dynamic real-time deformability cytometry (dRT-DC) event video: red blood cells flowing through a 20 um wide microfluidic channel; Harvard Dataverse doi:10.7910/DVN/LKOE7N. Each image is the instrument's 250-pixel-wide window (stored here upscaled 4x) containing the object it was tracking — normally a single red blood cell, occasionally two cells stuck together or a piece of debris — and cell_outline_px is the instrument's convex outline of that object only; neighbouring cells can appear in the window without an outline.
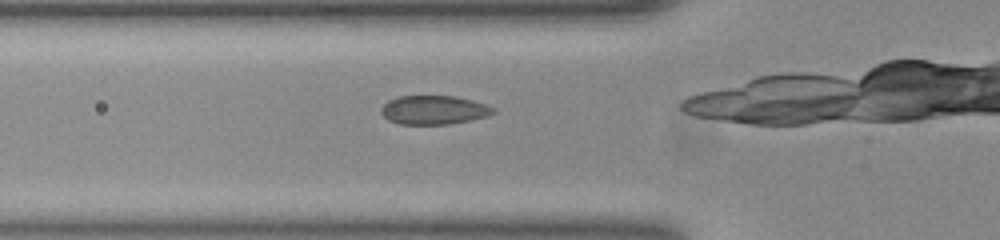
{"species": "common noctule bat (a hibernating species)", "species_latin": "Nyctalus noctula", "temperature_condition": "room temperature", "stored_images_in_passage": 31, "camera_frame_rate_fps": 3000, "um_per_image_px": 0.085, "animal": {"sex": "female", "body_mass_g": 23.0, "forearm_length_mm": 53.4}, "frame": {"image": 1, "passage_image": 9, "time_ms": 2.667, "image_size_px": [1000, 240], "cell_outline_px": [[496, 112], [488, 116], [448, 124], [400, 124], [388, 120], [380, 112], [380, 108], [388, 100], [400, 96], [456, 96], [488, 104], [496, 108]], "centroid_in_image_um": [36.89, 9.34], "position_along_channel_um": 88.9, "area_um2": 18.96}}
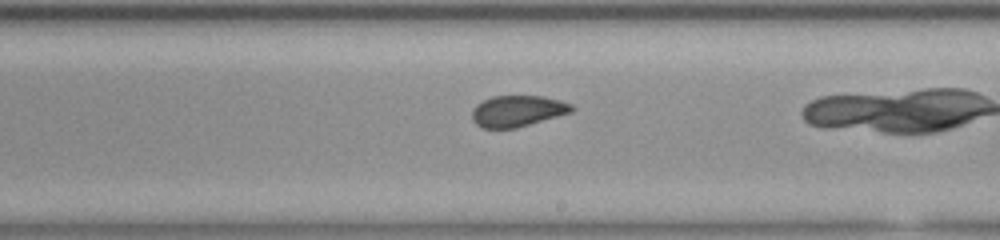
{"frame": {"image": 2, "passage_image": 21, "time_ms": 6.667, "image_size_px": [1000, 240], "cell_outline_px": [[576, 108], [572, 112], [516, 128], [480, 128], [472, 120], [472, 108], [476, 104], [492, 96], [544, 96], [560, 100], [572, 104]], "centroid_in_image_um": [43.99, 9.43], "position_along_channel_um": 245.0, "area_um2": 18.26}}
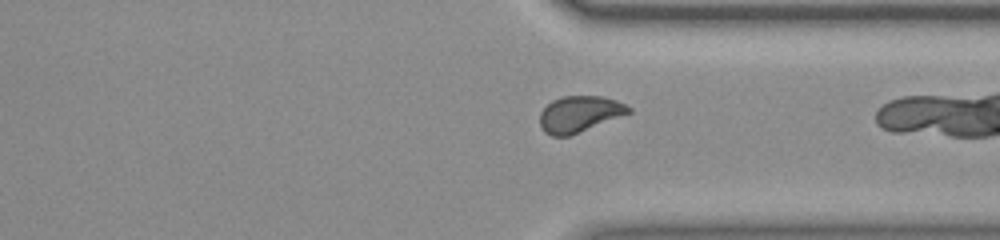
{"frame": {"image": 3, "passage_image": 30, "time_ms": 9.667, "image_size_px": [1000, 240], "cell_outline_px": [[632, 112], [568, 136], [552, 136], [544, 132], [540, 128], [540, 112], [552, 100], [564, 96], [604, 96], [616, 100], [632, 108]], "centroid_in_image_um": [49.24, 9.69], "position_along_channel_um": 362.2, "area_um2": 18.61}}